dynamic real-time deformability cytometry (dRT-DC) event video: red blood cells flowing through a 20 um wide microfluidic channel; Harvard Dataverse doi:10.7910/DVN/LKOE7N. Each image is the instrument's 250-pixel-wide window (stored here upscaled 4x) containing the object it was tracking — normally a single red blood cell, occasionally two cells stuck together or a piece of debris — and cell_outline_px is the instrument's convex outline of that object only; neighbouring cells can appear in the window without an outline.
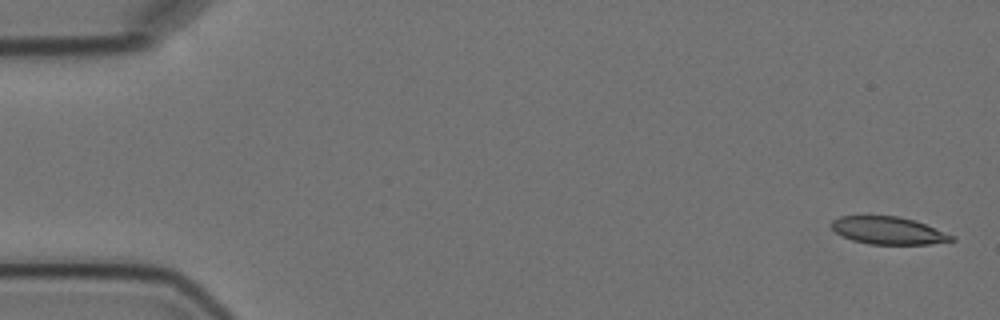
{"species": "Egyptian fruit bat (a non-hibernating species)", "species_latin": "Rousettus aegyptiacus", "temperature_condition": "cold", "stored_images_in_passage": 6, "camera_frame_rate_fps": 3000, "um_per_image_px": 0.085, "animal": {"sex": "female"}, "frame": {"image": 1, "passage_image": 1, "time_ms": 0.0, "image_size_px": [1000, 320], "cell_outline_px": [[956, 240], [928, 244], [868, 244], [852, 240], [836, 232], [832, 228], [832, 220], [840, 216], [896, 216], [916, 220], [956, 236]], "centroid_in_image_um": [75.55, 19.59], "position_along_channel_um": 9.5, "area_um2": 19.25}}
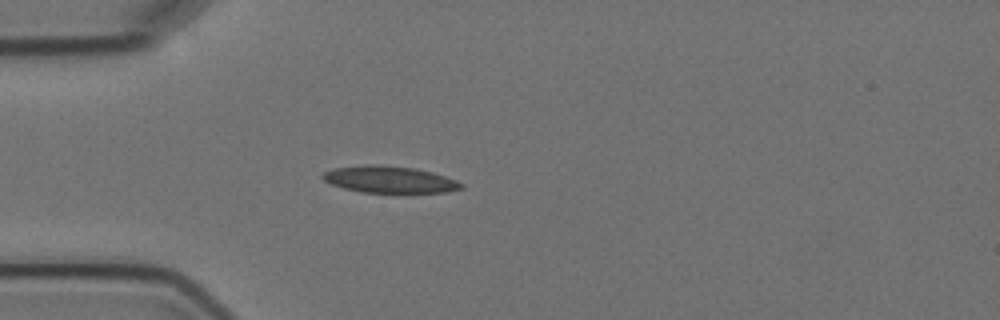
{"frame": {"image": 2, "passage_image": 5, "time_ms": 4.667, "image_size_px": [1000, 320], "cell_outline_px": [[464, 188], [448, 192], [360, 192], [344, 188], [332, 184], [324, 180], [320, 176], [324, 172], [332, 168], [364, 164], [376, 164], [416, 168], [432, 172], [456, 180], [464, 184]], "centroid_in_image_um": [33.1, 15.24], "position_along_channel_um": 51.9, "area_um2": 21.68}}